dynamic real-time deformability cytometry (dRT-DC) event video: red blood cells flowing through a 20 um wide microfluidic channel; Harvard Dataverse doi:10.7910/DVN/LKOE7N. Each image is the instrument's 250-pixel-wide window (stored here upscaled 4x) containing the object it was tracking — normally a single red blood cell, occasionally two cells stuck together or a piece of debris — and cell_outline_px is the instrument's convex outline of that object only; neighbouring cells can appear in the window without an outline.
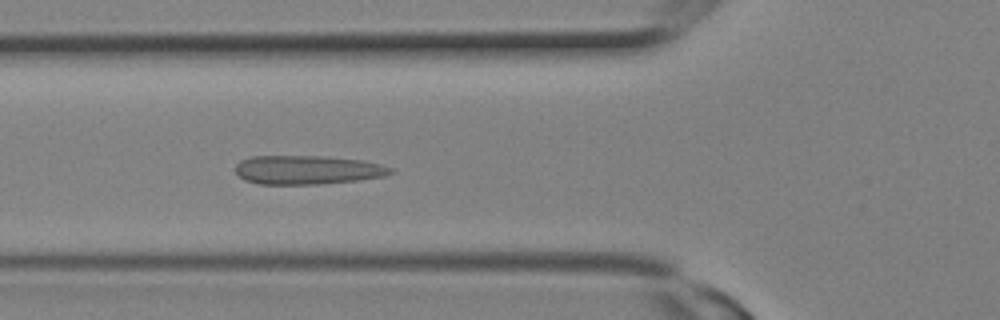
{"species": "Egyptian fruit bat (a non-hibernating species)", "species_latin": "Rousettus aegyptiacus", "temperature_condition": "room temperature", "stored_images_in_passage": 8, "camera_frame_rate_fps": 3000, "um_per_image_px": 0.085, "animal": {"sex": "female"}, "frame": {"image": 1, "passage_image": 8, "time_ms": 2.333, "image_size_px": [1000, 320], "cell_outline_px": [[396, 172], [384, 176], [360, 180], [316, 184], [260, 184], [244, 180], [236, 172], [236, 164], [240, 160], [252, 156], [324, 156], [360, 160], [380, 164], [392, 168]], "centroid_in_image_um": [26.13, 14.44], "position_along_channel_um": 99.7, "area_um2": 26.13}}